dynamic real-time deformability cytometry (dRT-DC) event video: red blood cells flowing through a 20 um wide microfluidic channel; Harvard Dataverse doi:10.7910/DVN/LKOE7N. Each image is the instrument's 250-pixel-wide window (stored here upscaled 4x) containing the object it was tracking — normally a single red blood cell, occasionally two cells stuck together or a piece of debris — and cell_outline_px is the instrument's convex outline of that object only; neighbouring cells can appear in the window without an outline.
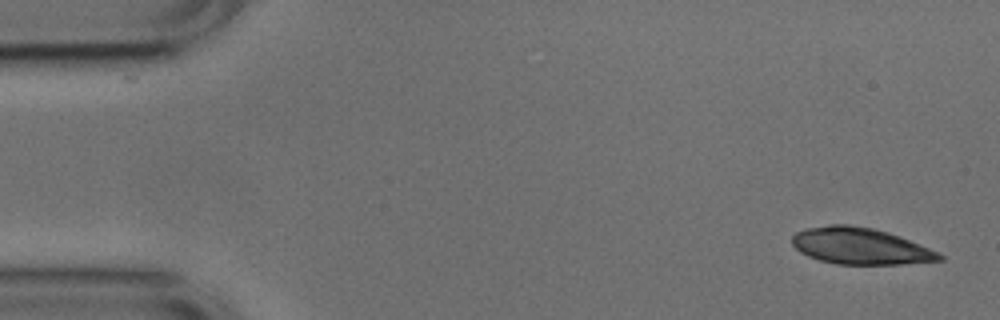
{"species": "common noctule bat (a hibernating species)", "species_latin": "Nyctalus noctula", "temperature_condition": "cold", "stored_images_in_passage": 5, "camera_frame_rate_fps": 3000, "um_per_image_px": 0.085, "animal": {"sex": "male", "body_mass_g": 17.9, "forearm_length_mm": 54.2}, "frame": {"image": 1, "passage_image": 1, "time_ms": 0.0, "image_size_px": [1000, 320], "cell_outline_px": [[944, 260], [900, 264], [836, 264], [820, 260], [808, 256], [800, 252], [792, 244], [792, 236], [796, 232], [804, 228], [832, 224], [848, 224], [872, 228], [888, 232], [940, 252], [944, 256]], "centroid_in_image_um": [73.12, 20.91], "position_along_channel_um": 11.9, "area_um2": 31.33}}